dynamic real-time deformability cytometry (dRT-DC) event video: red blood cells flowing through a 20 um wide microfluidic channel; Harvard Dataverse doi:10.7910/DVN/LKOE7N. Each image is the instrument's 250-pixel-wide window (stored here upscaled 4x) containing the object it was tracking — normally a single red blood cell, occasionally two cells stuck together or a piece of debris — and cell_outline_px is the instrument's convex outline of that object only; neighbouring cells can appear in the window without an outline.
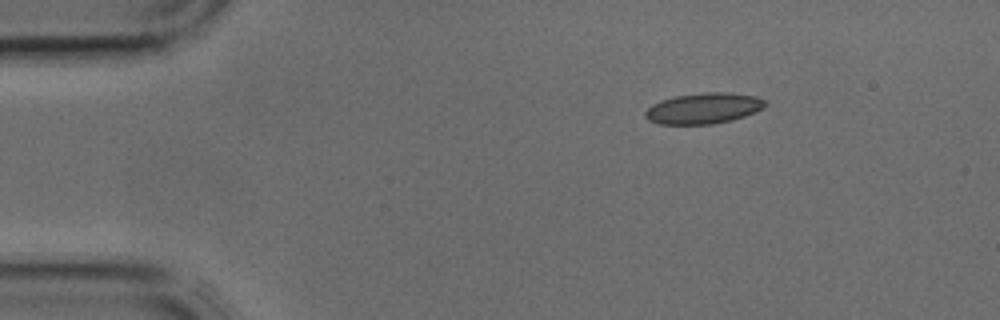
{"species": "common noctule bat (a hibernating species)", "species_latin": "Nyctalus noctula", "temperature_condition": "cold", "stored_images_in_passage": 3, "camera_frame_rate_fps": 3000, "um_per_image_px": 0.085, "animal": {"sex": "male", "body_mass_g": 17.9, "forearm_length_mm": 54.2}, "frame": {"image": 1, "passage_image": 1, "time_ms": 0.0, "image_size_px": [1000, 320], "cell_outline_px": [[768, 104], [764, 108], [744, 116], [732, 120], [712, 124], [660, 124], [648, 120], [644, 116], [644, 112], [652, 104], [660, 100], [676, 96], [704, 92], [728, 92], [756, 96], [764, 100]], "centroid_in_image_um": [59.8, 9.2], "position_along_channel_um": 25.2, "area_um2": 21.62}}
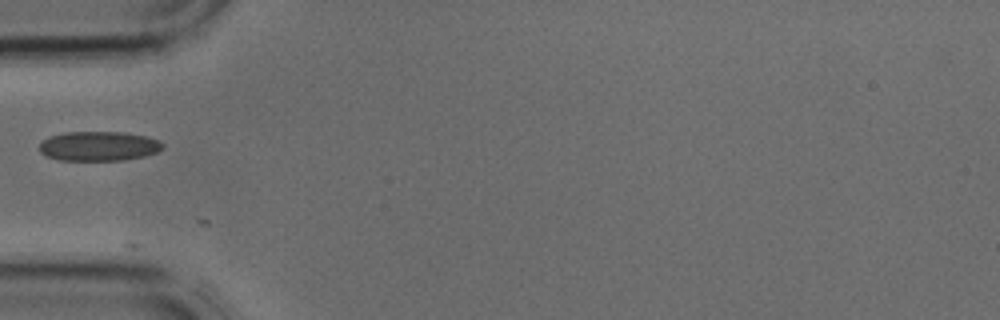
{"frame": {"image": 2, "passage_image": 3, "time_ms": 0.667, "image_size_px": [1000, 320], "cell_outline_px": [[164, 148], [156, 152], [144, 156], [124, 160], [60, 160], [44, 156], [40, 152], [40, 144], [44, 140], [52, 136], [64, 132], [124, 132], [144, 136], [160, 140], [164, 144]], "centroid_in_image_um": [8.41, 12.42], "position_along_channel_um": 76.6, "area_um2": 21.21}}